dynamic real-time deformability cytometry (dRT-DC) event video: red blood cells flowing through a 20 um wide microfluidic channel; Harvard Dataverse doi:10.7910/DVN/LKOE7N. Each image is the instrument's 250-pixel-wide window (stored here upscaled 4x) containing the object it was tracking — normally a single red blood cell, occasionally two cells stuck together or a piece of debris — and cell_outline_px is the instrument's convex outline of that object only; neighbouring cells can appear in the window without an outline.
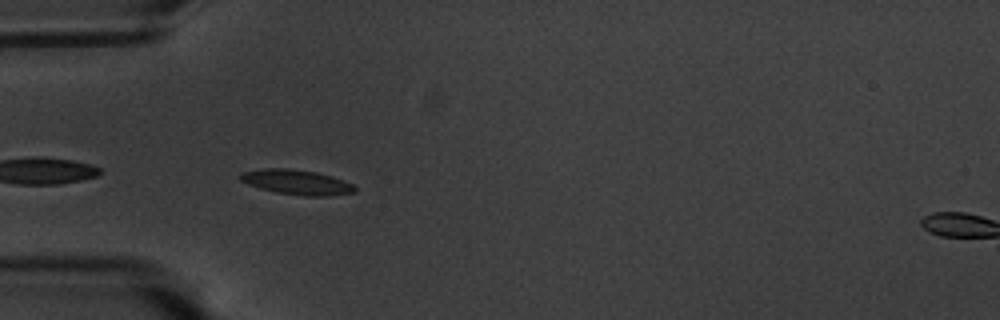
{"species": "common noctule bat (a hibernating species)", "species_latin": "Nyctalus noctula", "temperature_condition": "warm", "stored_images_in_passage": 42, "camera_frame_rate_fps": 3000, "um_per_image_px": 0.085, "animal": {"sex": "male", "body_mass_g": 20.1, "forearm_length_mm": 53.5}, "frame": {"image": 1, "passage_image": 2, "time_ms": 0.333, "image_size_px": [1000, 320], "cell_outline_px": [[356, 192], [328, 196], [304, 196], [276, 192], [260, 188], [248, 184], [240, 180], [240, 172], [264, 168], [288, 168], [316, 172], [332, 176], [352, 184], [356, 188]], "centroid_in_image_um": [25.21, 15.48], "position_along_channel_um": 59.8, "area_um2": 16.59}}
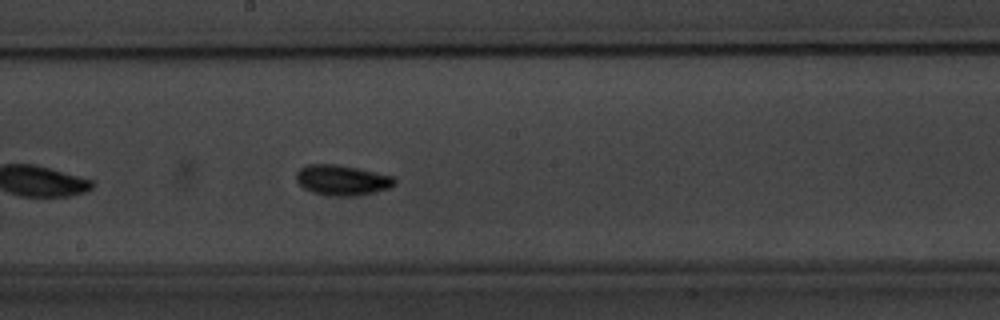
{"frame": {"image": 2, "passage_image": 16, "time_ms": 5.0, "image_size_px": [1000, 320], "cell_outline_px": [[396, 184], [388, 188], [376, 192], [356, 196], [328, 196], [312, 192], [304, 188], [296, 180], [296, 172], [300, 168], [308, 164], [336, 164], [396, 176]], "centroid_in_image_um": [29.1, 15.32], "position_along_channel_um": 219.1, "area_um2": 17.57}}
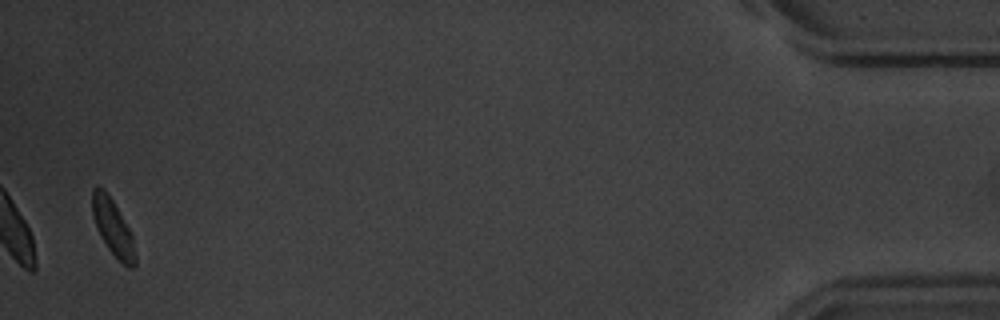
{"frame": {"image": 3, "passage_image": 41, "time_ms": 13.333, "image_size_px": [1000, 320], "cell_outline_px": [[136, 264], [132, 268], [128, 268], [108, 248], [96, 228], [92, 212], [92, 188], [104, 188], [112, 200], [132, 232], [136, 256]], "centroid_in_image_um": [9.61, 19.35], "position_along_channel_um": 425.6, "area_um2": 13.93}, "authors_computed_cell_mechanics": {"area_um2": 15.1725, "velocity_mm_per_s": 3.4789, "shape_relaxation_time_tau1_ms": 1.8418, "shape_relaxation_time_tau2_ms": 4.5788, "deformation_change_tau1": 0.1228, "deformation_change_tau2": 0.0967}}